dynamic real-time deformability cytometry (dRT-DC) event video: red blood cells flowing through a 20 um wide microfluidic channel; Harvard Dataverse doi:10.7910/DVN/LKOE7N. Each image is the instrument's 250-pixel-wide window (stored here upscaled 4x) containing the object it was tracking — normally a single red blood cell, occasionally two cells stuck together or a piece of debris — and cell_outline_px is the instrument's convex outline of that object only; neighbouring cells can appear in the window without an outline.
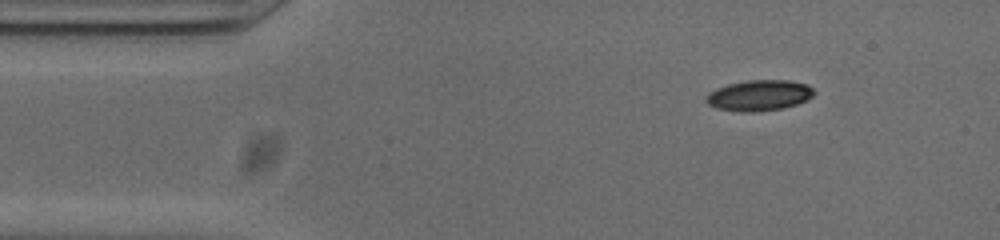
{"species": "common noctule bat (a hibernating species)", "species_latin": "Nyctalus noctula", "temperature_condition": "cold", "stored_images_in_passage": 52, "camera_frame_rate_fps": 3000, "um_per_image_px": 0.085, "animal": {"sex": "male", "body_mass_g": 20.0, "forearm_length_mm": 53.3}, "frame": {"image": 1, "passage_image": 6, "time_ms": 1.667, "image_size_px": [1000, 240], "cell_outline_px": [[816, 92], [808, 100], [784, 108], [752, 112], [740, 112], [716, 108], [708, 104], [704, 100], [704, 96], [708, 92], [716, 88], [728, 84], [748, 80], [788, 80], [808, 84]], "centroid_in_image_um": [64.51, 8.11], "position_along_channel_um": 20.5, "area_um2": 19.59}}
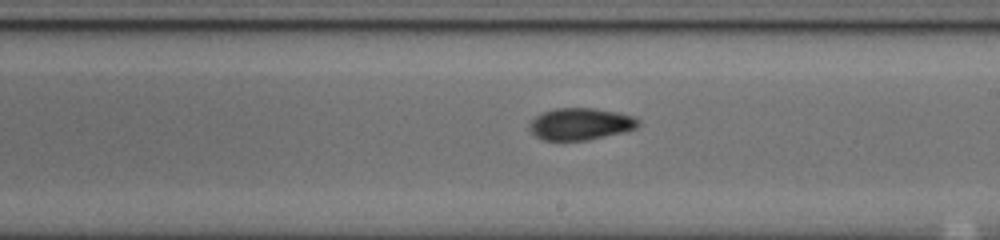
{"frame": {"image": 2, "passage_image": 28, "time_ms": 9.0, "image_size_px": [1000, 240], "cell_outline_px": [[640, 124], [636, 128], [624, 132], [584, 140], [544, 140], [536, 136], [528, 128], [528, 124], [536, 116], [544, 112], [556, 108], [596, 108], [620, 112], [636, 116], [640, 120]], "centroid_in_image_um": [49.38, 10.52], "position_along_channel_um": 239.6, "area_um2": 20.35}}
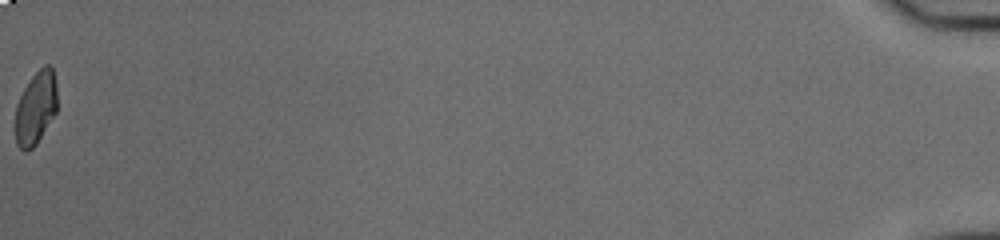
{"frame": {"image": 3, "passage_image": 52, "time_ms": 17.0, "image_size_px": [1000, 240], "cell_outline_px": [[56, 112], [36, 144], [28, 152], [24, 152], [16, 144], [12, 128], [16, 104], [24, 88], [32, 76], [44, 64], [48, 64], [52, 68], [56, 84]], "centroid_in_image_um": [2.97, 9.22], "position_along_channel_um": 432.2, "area_um2": 18.26}, "authors_computed_cell_mechanics": {"area_um2": 19.2474, "velocity_mm_per_s": 3.8444, "shape_relaxation_time_tau1_ms": 6.0507, "shape_relaxation_time_tau2_ms": 2.9961, "deformation_change_tau1": 0.1906, "deformation_change_tau2": 0.0748}}